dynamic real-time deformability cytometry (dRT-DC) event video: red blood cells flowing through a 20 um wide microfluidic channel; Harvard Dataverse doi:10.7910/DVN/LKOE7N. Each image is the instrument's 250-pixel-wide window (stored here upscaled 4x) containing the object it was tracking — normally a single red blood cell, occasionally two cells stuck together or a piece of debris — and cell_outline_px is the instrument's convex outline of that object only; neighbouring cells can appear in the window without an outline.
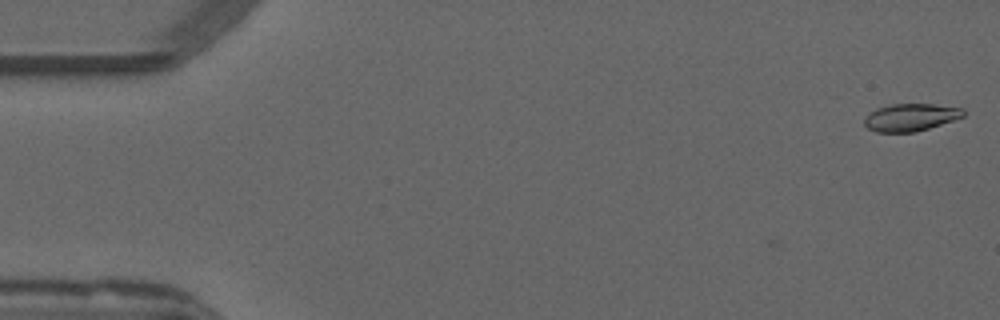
{"species": "common noctule bat (a hibernating species)", "species_latin": "Nyctalus noctula", "temperature_condition": "warm", "stored_images_in_passage": 5, "camera_frame_rate_fps": 3000, "um_per_image_px": 0.085, "animal": {"sex": "male", "forearm_length_mm": 52.5}, "frame": {"image": 1, "passage_image": 1, "time_ms": 0.0, "image_size_px": [1000, 320], "cell_outline_px": [[964, 116], [916, 132], [876, 132], [868, 128], [864, 124], [864, 120], [868, 112], [876, 108], [892, 104], [936, 104], [964, 108]], "centroid_in_image_um": [77.38, 9.96], "position_along_channel_um": 7.6, "area_um2": 15.84}}